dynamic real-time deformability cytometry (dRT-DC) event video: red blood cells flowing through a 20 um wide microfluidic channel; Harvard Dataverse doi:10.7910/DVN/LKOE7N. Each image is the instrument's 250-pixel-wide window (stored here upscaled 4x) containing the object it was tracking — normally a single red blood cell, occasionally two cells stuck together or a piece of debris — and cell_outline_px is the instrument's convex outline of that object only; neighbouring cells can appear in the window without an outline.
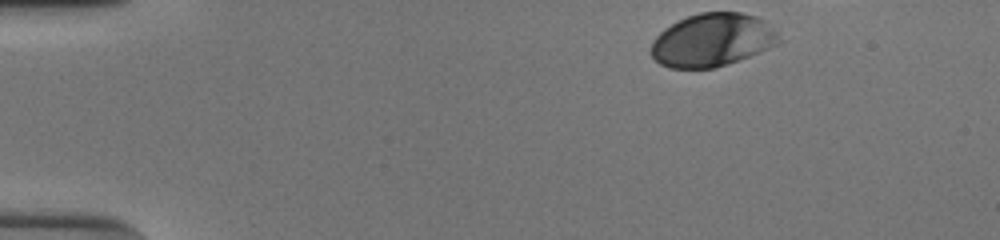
{"species": "human", "species_latin": "Homo sapiens", "temperature_condition": "cold", "stored_images_in_passage": 25, "camera_frame_rate_fps": 3000, "um_per_image_px": 0.085, "donor": {"sex": "male"}, "frame": {"image": 1, "passage_image": 1, "time_ms": 0.0, "image_size_px": [1000, 240], "cell_outline_px": [[776, 44], [768, 48], [748, 56], [716, 68], [668, 68], [660, 64], [648, 52], [652, 40], [664, 28], [688, 16], [700, 12], [740, 12], [756, 16], [764, 20], [776, 32]], "centroid_in_image_um": [60.47, 3.41], "position_along_channel_um": 24.5, "area_um2": 39.25}}
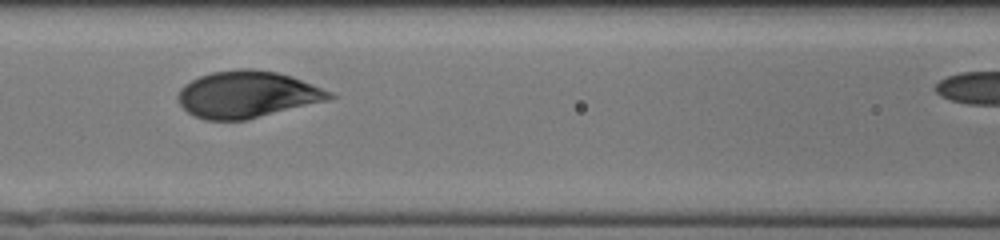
{"frame": {"image": 2, "passage_image": 18, "time_ms": 5.667, "image_size_px": [1000, 240], "cell_outline_px": [[336, 96], [328, 100], [244, 120], [204, 120], [192, 116], [180, 104], [176, 96], [180, 88], [184, 84], [200, 76], [212, 72], [240, 68], [248, 68], [276, 72], [292, 76], [332, 92]], "centroid_in_image_um": [20.97, 8.02], "position_along_channel_um": 145.6, "area_um2": 41.15}}
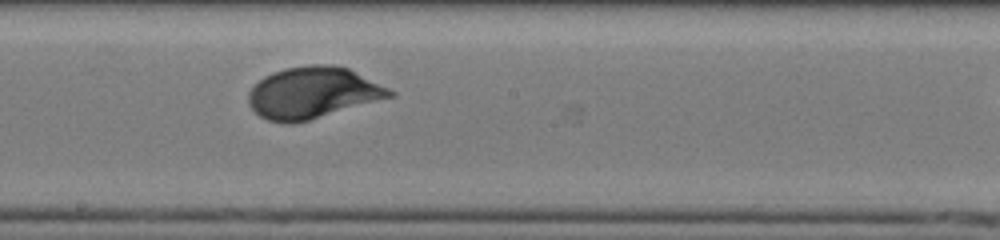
{"frame": {"image": 3, "passage_image": 24, "time_ms": 7.667, "image_size_px": [1000, 240], "cell_outline_px": [[396, 96], [308, 120], [288, 124], [284, 124], [268, 120], [260, 116], [248, 104], [248, 92], [264, 76], [272, 72], [284, 68], [312, 64], [332, 64], [348, 68], [396, 92]], "centroid_in_image_um": [26.59, 7.88], "position_along_channel_um": 221.6, "area_um2": 42.31}}